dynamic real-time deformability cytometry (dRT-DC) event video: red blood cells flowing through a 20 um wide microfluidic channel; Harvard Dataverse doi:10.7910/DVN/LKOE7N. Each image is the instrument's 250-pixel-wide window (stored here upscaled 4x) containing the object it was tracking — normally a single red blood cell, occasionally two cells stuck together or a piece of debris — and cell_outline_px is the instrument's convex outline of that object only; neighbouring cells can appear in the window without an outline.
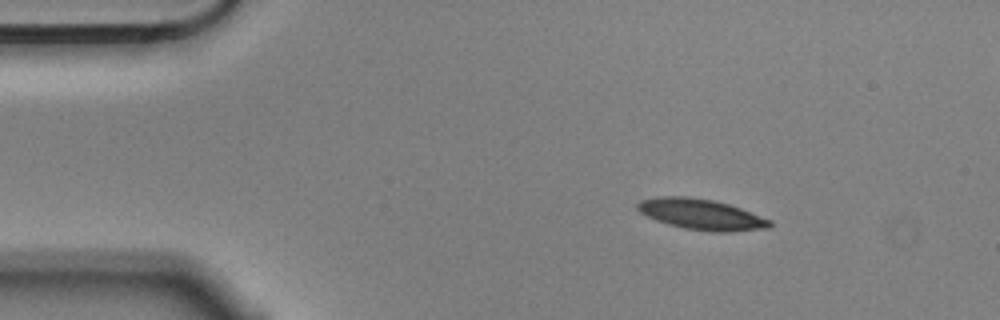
{"species": "Egyptian fruit bat (a non-hibernating species)", "species_latin": "Rousettus aegyptiacus", "temperature_condition": "cold", "stored_images_in_passage": 5, "segment_of_instrument_passage": [1, 2], "camera_frame_rate_fps": 3000, "um_per_image_px": 0.085, "animal": {"sex": "male"}, "frame": {"image": 1, "passage_image": 2, "time_ms": 0.333, "image_size_px": [1000, 320], "cell_outline_px": [[772, 224], [768, 228], [728, 232], [712, 232], [684, 228], [668, 224], [656, 220], [640, 212], [636, 208], [636, 204], [640, 200], [660, 196], [688, 196], [712, 200], [728, 204], [740, 208], [772, 220]], "centroid_in_image_um": [59.6, 18.22], "position_along_channel_um": 25.4, "area_um2": 23.64}}